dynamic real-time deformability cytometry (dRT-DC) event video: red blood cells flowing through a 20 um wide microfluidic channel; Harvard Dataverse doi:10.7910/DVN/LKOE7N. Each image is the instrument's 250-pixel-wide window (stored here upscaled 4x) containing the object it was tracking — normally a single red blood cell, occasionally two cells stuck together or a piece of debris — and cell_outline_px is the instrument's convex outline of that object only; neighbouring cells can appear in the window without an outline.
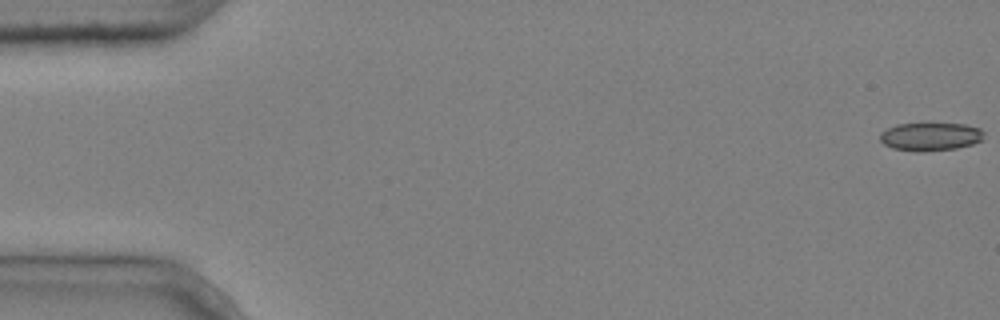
{"species": "common noctule bat (a hibernating species)", "species_latin": "Nyctalus noctula", "temperature_condition": "cold", "stored_images_in_passage": 8, "camera_frame_rate_fps": 3000, "um_per_image_px": 0.085, "animal": {"sex": "male", "body_mass_g": 20.4}, "frame": {"image": 1, "passage_image": 1, "time_ms": 0.0, "image_size_px": [1000, 320], "cell_outline_px": [[984, 132], [980, 140], [972, 144], [956, 148], [920, 152], [916, 152], [892, 148], [884, 144], [880, 140], [880, 132], [896, 124], [964, 124], [980, 128]], "centroid_in_image_um": [79.05, 11.62], "position_along_channel_um": 5.9, "area_um2": 16.94}}
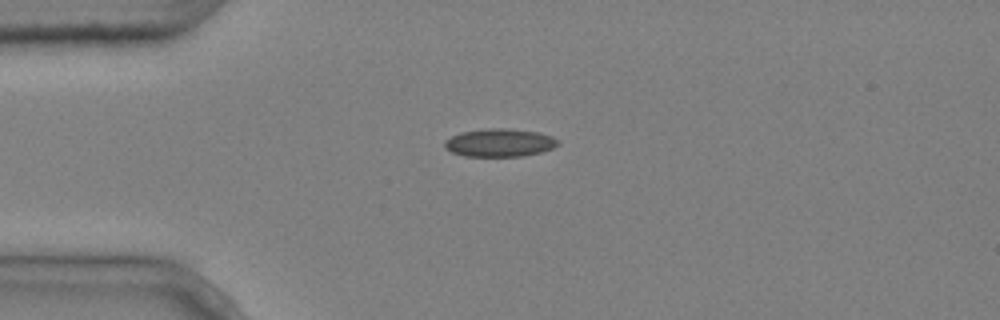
{"frame": {"image": 2, "passage_image": 4, "time_ms": 1.0, "image_size_px": [1000, 320], "cell_outline_px": [[560, 144], [552, 148], [540, 152], [524, 156], [464, 156], [452, 152], [444, 148], [444, 140], [460, 132], [484, 128], [504, 128], [540, 132], [552, 136], [560, 140]], "centroid_in_image_um": [42.47, 12.12], "position_along_channel_um": 42.5, "area_um2": 18.73}}
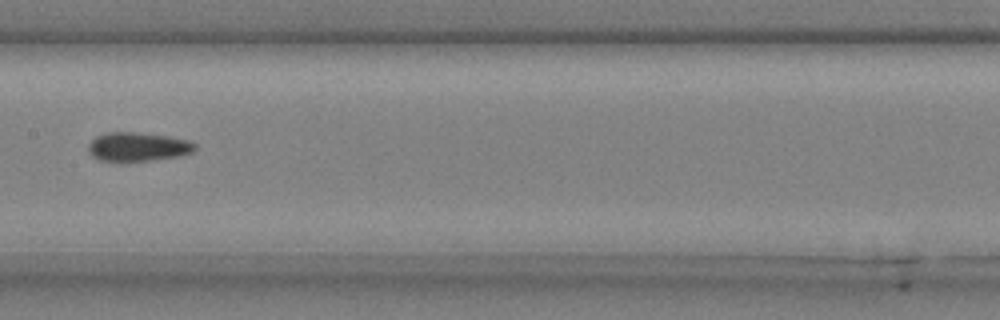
{"frame": {"image": 3, "passage_image": 8, "time_ms": 2.333, "image_size_px": [1000, 320], "cell_outline_px": [[196, 148], [192, 152], [180, 156], [152, 160], [120, 164], [100, 160], [92, 156], [88, 152], [88, 144], [96, 136], [108, 132], [136, 132], [168, 136], [188, 140], [196, 144]], "centroid_in_image_um": [11.67, 12.51], "position_along_channel_um": 195.7, "area_um2": 18.55}}